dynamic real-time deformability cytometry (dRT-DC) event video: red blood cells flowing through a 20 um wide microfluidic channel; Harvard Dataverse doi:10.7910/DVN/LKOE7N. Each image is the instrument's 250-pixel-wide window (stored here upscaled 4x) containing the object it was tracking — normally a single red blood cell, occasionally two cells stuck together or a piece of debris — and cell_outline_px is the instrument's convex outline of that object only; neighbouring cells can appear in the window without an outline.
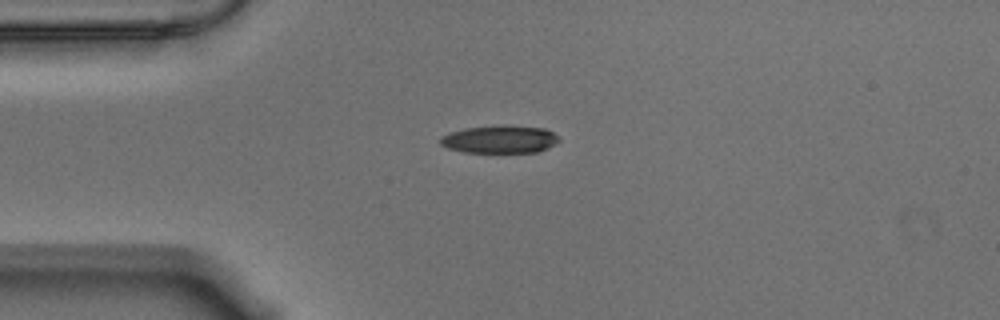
{"species": "Egyptian fruit bat (a non-hibernating species)", "species_latin": "Rousettus aegyptiacus", "temperature_condition": "warm", "stored_images_in_passage": 37, "camera_frame_rate_fps": 3000, "um_per_image_px": 0.085, "animal": {"sex": "male"}, "frame": {"image": 1, "passage_image": 1, "time_ms": 0.0, "image_size_px": [1000, 320], "cell_outline_px": [[560, 140], [548, 148], [536, 152], [464, 152], [448, 148], [440, 144], [440, 136], [464, 128], [544, 128], [552, 132]], "centroid_in_image_um": [42.45, 11.89], "position_along_channel_um": 42.6, "area_um2": 18.09}}
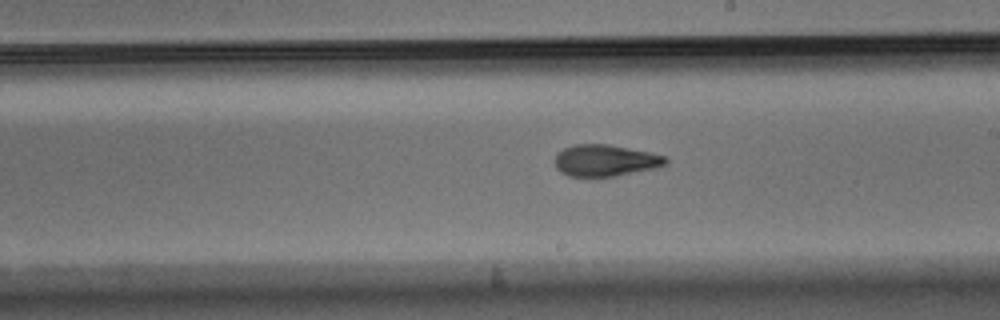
{"frame": {"image": 2, "passage_image": 19, "time_ms": 6.0, "image_size_px": [1000, 320], "cell_outline_px": [[668, 164], [656, 168], [616, 176], [568, 176], [560, 172], [556, 168], [556, 152], [572, 144], [608, 144], [652, 152], [668, 156]], "centroid_in_image_um": [51.49, 13.63], "position_along_channel_um": 237.5, "area_um2": 20.69}}
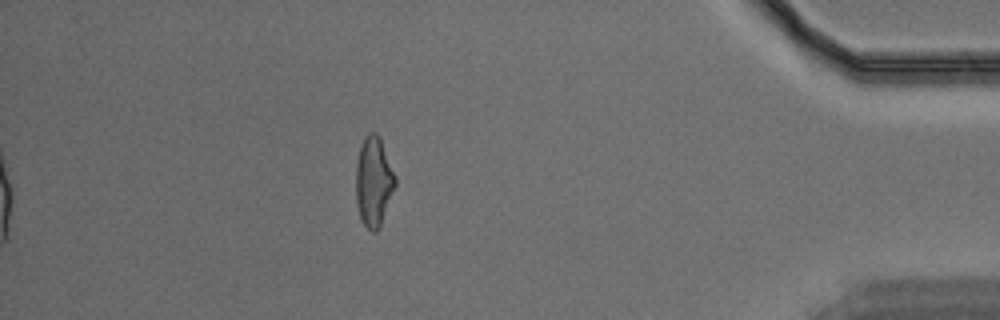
{"frame": {"image": 3, "passage_image": 37, "time_ms": 12.0, "image_size_px": [1000, 320], "cell_outline_px": [[396, 184], [380, 228], [376, 232], [372, 232], [364, 224], [360, 216], [356, 204], [356, 164], [360, 148], [364, 136], [368, 132], [376, 132], [380, 136], [396, 176]], "centroid_in_image_um": [31.77, 15.42], "position_along_channel_um": 403.4, "area_um2": 20.75}, "authors_computed_cell_mechanics": {"area_um2": 20.7502, "velocity_mm_per_s": 3.55, "shape_relaxation_time_tau1_ms": 4.144, "shape_relaxation_time_tau2_ms": 2.9107, "deformation_change_tau1": 0.1812, "deformation_change_tau2": 0.1093}}